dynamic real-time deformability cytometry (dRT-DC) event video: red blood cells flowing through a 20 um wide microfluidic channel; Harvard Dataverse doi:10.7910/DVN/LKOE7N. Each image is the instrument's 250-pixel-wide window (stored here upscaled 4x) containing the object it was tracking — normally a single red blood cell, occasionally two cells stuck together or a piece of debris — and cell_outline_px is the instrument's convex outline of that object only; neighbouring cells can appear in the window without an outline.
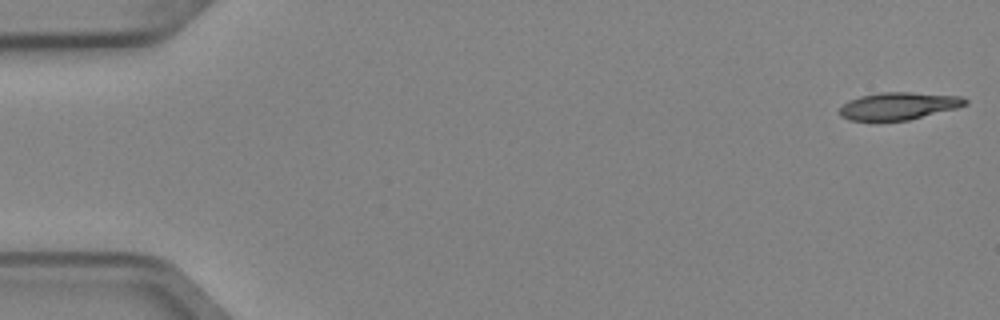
{"species": "Egyptian fruit bat (a non-hibernating species)", "species_latin": "Rousettus aegyptiacus", "temperature_condition": "cold", "stored_images_in_passage": 5, "segment_of_instrument_passage": [1, 2], "camera_frame_rate_fps": 3000, "um_per_image_px": 0.085, "animal": {"sex": "female"}, "frame": {"image": 1, "passage_image": 1, "time_ms": 0.0, "image_size_px": [1000, 320], "cell_outline_px": [[968, 104], [956, 108], [908, 120], [848, 120], [840, 116], [840, 108], [848, 100], [860, 96], [880, 92], [912, 92], [964, 96], [968, 100]], "centroid_in_image_um": [76.41, 8.99], "position_along_channel_um": 8.6, "area_um2": 20.06}}
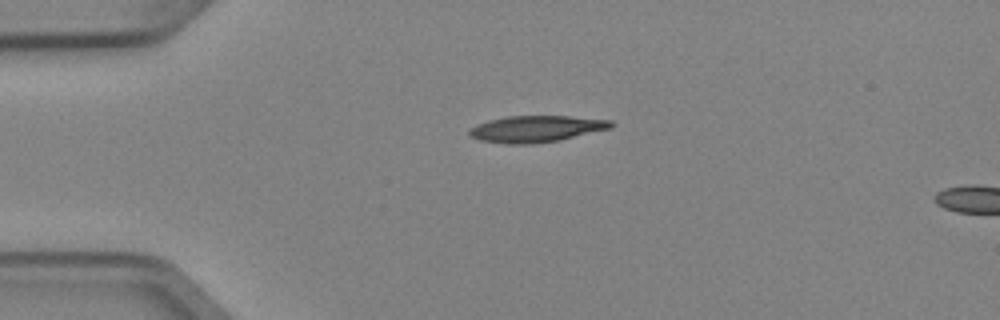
{"frame": {"image": 2, "passage_image": 4, "time_ms": 1.0, "image_size_px": [1000, 320], "cell_outline_px": [[616, 124], [612, 128], [560, 140], [532, 144], [508, 144], [480, 140], [468, 136], [468, 128], [476, 124], [488, 120], [508, 116], [568, 116], [612, 120]], "centroid_in_image_um": [45.57, 10.95], "position_along_channel_um": 39.4, "area_um2": 22.14}}